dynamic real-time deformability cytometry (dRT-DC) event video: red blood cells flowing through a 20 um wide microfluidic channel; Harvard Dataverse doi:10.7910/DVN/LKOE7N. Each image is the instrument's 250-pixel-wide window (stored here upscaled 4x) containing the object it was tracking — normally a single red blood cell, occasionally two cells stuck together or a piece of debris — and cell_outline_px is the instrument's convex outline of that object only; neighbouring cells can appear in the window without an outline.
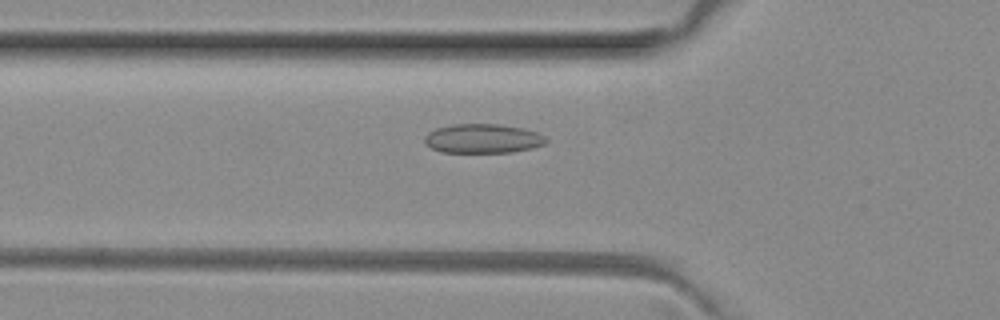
{"species": "common noctule bat (a hibernating species)", "species_latin": "Nyctalus noctula", "temperature_condition": "room temperature", "stored_images_in_passage": 44, "camera_frame_rate_fps": 3000, "um_per_image_px": 0.085, "animal": {"sex": "female", "body_mass_g": 29.2, "forearm_length_mm": 56.3}, "frame": {"image": 1, "passage_image": 11, "time_ms": 3.333, "image_size_px": [1000, 320], "cell_outline_px": [[548, 140], [544, 144], [532, 148], [512, 152], [440, 152], [424, 144], [424, 136], [428, 132], [436, 128], [452, 124], [500, 124], [524, 128], [536, 132], [544, 136]], "centroid_in_image_um": [41.01, 11.77], "position_along_channel_um": 84.8, "area_um2": 20.81}}
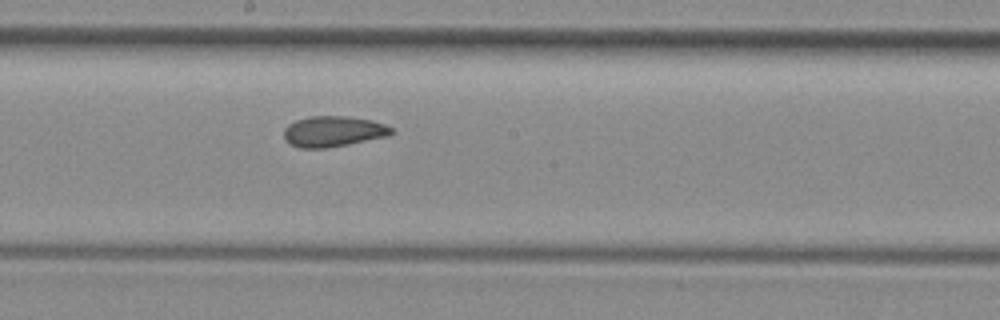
{"frame": {"image": 2, "passage_image": 21, "time_ms": 6.667, "image_size_px": [1000, 320], "cell_outline_px": [[396, 132], [388, 136], [328, 148], [300, 148], [288, 144], [284, 140], [284, 128], [288, 124], [296, 120], [308, 116], [344, 116], [372, 120], [384, 124], [392, 128]], "centroid_in_image_um": [28.3, 11.17], "position_along_channel_um": 219.9, "area_um2": 19.42}}
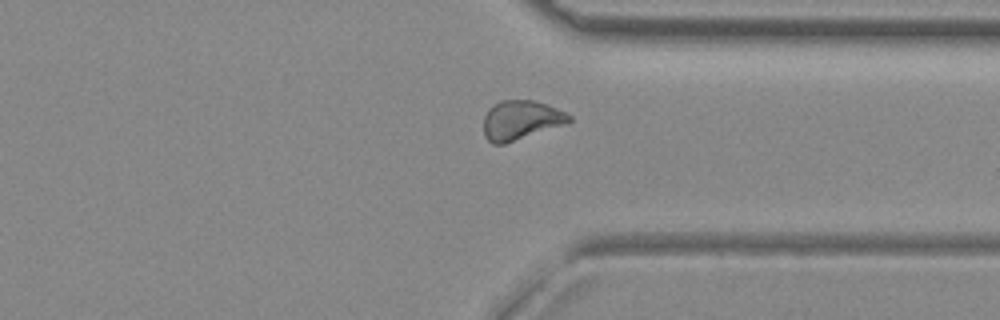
{"frame": {"image": 3, "passage_image": 32, "time_ms": 10.333, "image_size_px": [1000, 320], "cell_outline_px": [[572, 120], [504, 144], [492, 144], [484, 136], [484, 116], [488, 108], [500, 100], [532, 100], [548, 104], [572, 116]], "centroid_in_image_um": [44.21, 10.19], "position_along_channel_um": 367.2, "area_um2": 19.19}, "authors_computed_cell_mechanics": {"area_um2": 19.4497, "velocity_mm_per_s": 4.0343, "shape_relaxation_time_tau1_ms": null, "shape_relaxation_time_tau2_ms": 2.475, "deformation_change_tau1": null, "deformation_change_tau2": 0.0848}}